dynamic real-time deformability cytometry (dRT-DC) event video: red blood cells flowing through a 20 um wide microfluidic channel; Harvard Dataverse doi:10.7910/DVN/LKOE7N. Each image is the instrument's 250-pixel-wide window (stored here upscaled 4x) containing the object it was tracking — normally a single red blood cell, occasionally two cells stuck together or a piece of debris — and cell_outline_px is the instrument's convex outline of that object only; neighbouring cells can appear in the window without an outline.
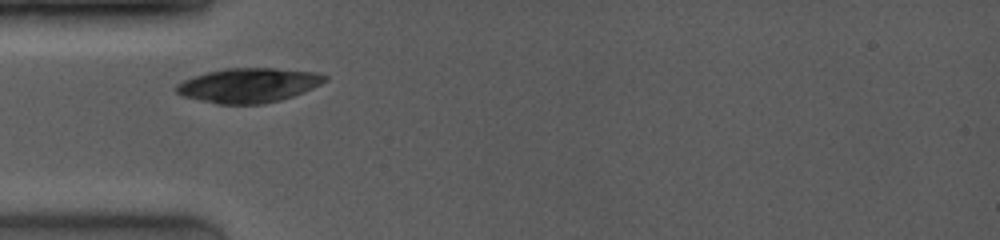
{"species": "common noctule bat (a hibernating species)", "species_latin": "Nyctalus noctula", "temperature_condition": "room temperature", "stored_images_in_passage": 3, "camera_frame_rate_fps": 4000, "um_per_image_px": 0.085, "animal": {"sex": "female", "body_mass_g": 19.0, "forearm_length_mm": 53.3}, "frame": {"image": 1, "passage_image": 1, "time_ms": 0.0, "image_size_px": [1000, 240], "cell_outline_px": [[328, 80], [304, 92], [280, 100], [264, 104], [216, 104], [184, 96], [176, 92], [176, 84], [184, 80], [208, 72], [224, 68], [276, 68], [316, 72], [328, 76]], "centroid_in_image_um": [21.16, 7.25], "position_along_channel_um": 63.8, "area_um2": 29.77}}